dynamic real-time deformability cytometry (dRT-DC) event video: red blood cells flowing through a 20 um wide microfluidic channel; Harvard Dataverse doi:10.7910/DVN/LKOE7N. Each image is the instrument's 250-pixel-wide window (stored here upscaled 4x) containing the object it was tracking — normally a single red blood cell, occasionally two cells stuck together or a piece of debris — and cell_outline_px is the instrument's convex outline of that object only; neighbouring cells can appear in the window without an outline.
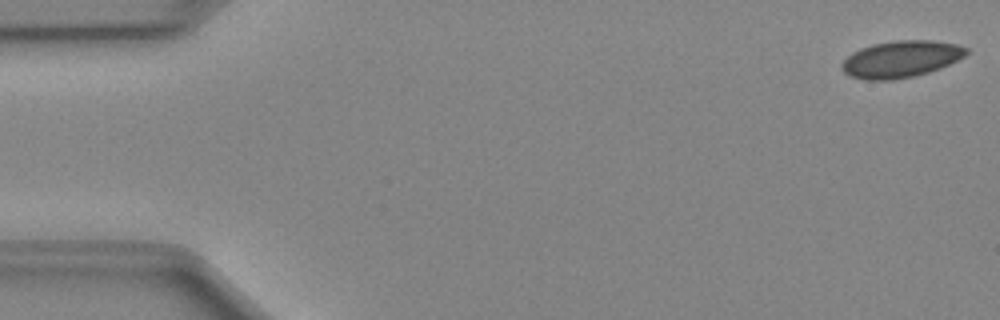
{"species": "Egyptian fruit bat (a non-hibernating species)", "species_latin": "Rousettus aegyptiacus", "temperature_condition": "cold", "stored_images_in_passage": 45, "camera_frame_rate_fps": 3000, "um_per_image_px": 0.085, "animal": {"sex": "female"}, "frame": {"image": 1, "passage_image": 1, "time_ms": 0.0, "image_size_px": [1000, 320], "cell_outline_px": [[968, 52], [964, 56], [940, 68], [928, 72], [912, 76], [892, 80], [868, 80], [848, 76], [840, 68], [840, 64], [852, 52], [860, 48], [872, 44], [896, 40], [932, 40], [956, 44], [968, 48]], "centroid_in_image_um": [76.54, 5.02], "position_along_channel_um": 8.5, "area_um2": 26.65}}
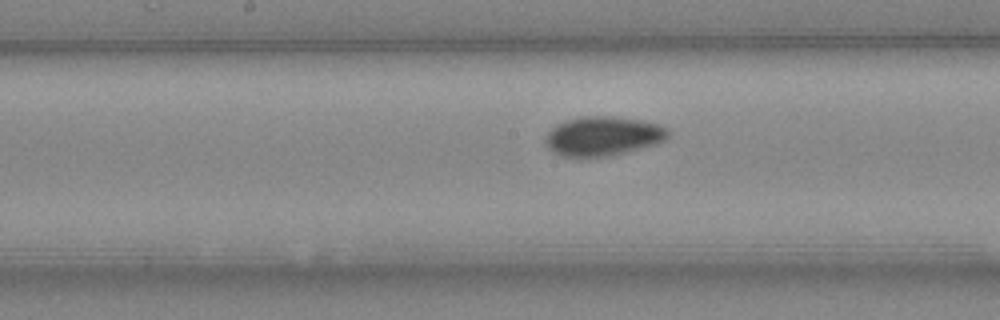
{"frame": {"image": 2, "passage_image": 25, "time_ms": 8.0, "image_size_px": [1000, 320], "cell_outline_px": [[668, 136], [664, 140], [656, 144], [612, 156], [580, 160], [560, 156], [552, 152], [544, 144], [544, 136], [556, 124], [564, 120], [584, 116], [612, 116], [640, 120], [660, 124], [668, 128]], "centroid_in_image_um": [51.18, 11.61], "position_along_channel_um": 197.0, "area_um2": 29.07}}
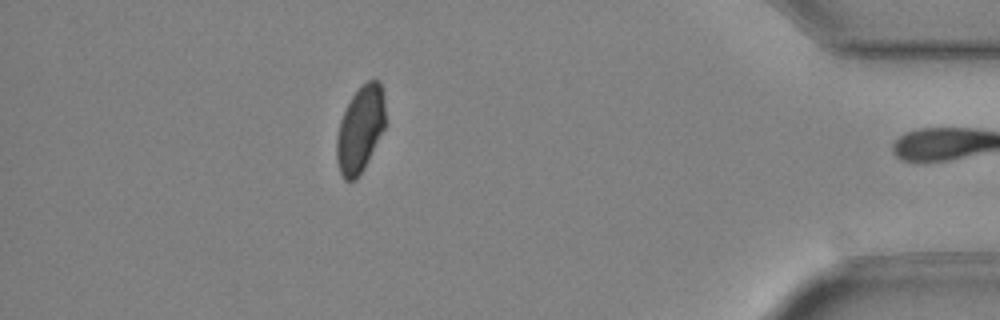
{"frame": {"image": 3, "passage_image": 44, "time_ms": 14.333, "image_size_px": [1000, 320], "cell_outline_px": [[384, 128], [364, 168], [356, 180], [344, 180], [340, 172], [336, 160], [336, 140], [340, 120], [352, 96], [368, 80], [380, 80], [384, 96]], "centroid_in_image_um": [30.61, 11.0], "position_along_channel_um": 404.6, "area_um2": 24.16}, "authors_computed_cell_mechanics": {"area_um2": 26.6458, "velocity_mm_per_s": 4.018, "shape_relaxation_time_tau1_ms": null, "shape_relaxation_time_tau2_ms": 8.3033, "deformation_change_tau1": null, "deformation_change_tau2": 0.0806}}